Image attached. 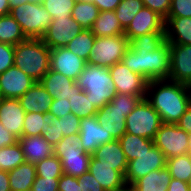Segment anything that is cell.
<instances>
[{"mask_svg": "<svg viewBox=\"0 0 191 191\" xmlns=\"http://www.w3.org/2000/svg\"><path fill=\"white\" fill-rule=\"evenodd\" d=\"M129 47V39L123 35L96 37L89 64L109 68L121 62Z\"/></svg>", "mask_w": 191, "mask_h": 191, "instance_id": "obj_7", "label": "cell"}, {"mask_svg": "<svg viewBox=\"0 0 191 191\" xmlns=\"http://www.w3.org/2000/svg\"><path fill=\"white\" fill-rule=\"evenodd\" d=\"M165 25V18L148 7H143L124 30V35L130 40L151 32L165 34Z\"/></svg>", "mask_w": 191, "mask_h": 191, "instance_id": "obj_12", "label": "cell"}, {"mask_svg": "<svg viewBox=\"0 0 191 191\" xmlns=\"http://www.w3.org/2000/svg\"><path fill=\"white\" fill-rule=\"evenodd\" d=\"M166 168L172 178L186 183L191 182V155L189 153L168 158Z\"/></svg>", "mask_w": 191, "mask_h": 191, "instance_id": "obj_35", "label": "cell"}, {"mask_svg": "<svg viewBox=\"0 0 191 191\" xmlns=\"http://www.w3.org/2000/svg\"><path fill=\"white\" fill-rule=\"evenodd\" d=\"M25 111L18 99L2 98L0 105V122L18 139L22 137Z\"/></svg>", "mask_w": 191, "mask_h": 191, "instance_id": "obj_18", "label": "cell"}, {"mask_svg": "<svg viewBox=\"0 0 191 191\" xmlns=\"http://www.w3.org/2000/svg\"><path fill=\"white\" fill-rule=\"evenodd\" d=\"M162 124L159 113L145 98L126 116V133L154 140Z\"/></svg>", "mask_w": 191, "mask_h": 191, "instance_id": "obj_6", "label": "cell"}, {"mask_svg": "<svg viewBox=\"0 0 191 191\" xmlns=\"http://www.w3.org/2000/svg\"><path fill=\"white\" fill-rule=\"evenodd\" d=\"M166 163V156L154 145L149 151L128 162L125 174L126 185H133L138 179L153 170L165 168Z\"/></svg>", "mask_w": 191, "mask_h": 191, "instance_id": "obj_10", "label": "cell"}, {"mask_svg": "<svg viewBox=\"0 0 191 191\" xmlns=\"http://www.w3.org/2000/svg\"><path fill=\"white\" fill-rule=\"evenodd\" d=\"M24 162V154L19 142L0 148V170L9 172Z\"/></svg>", "mask_w": 191, "mask_h": 191, "instance_id": "obj_36", "label": "cell"}, {"mask_svg": "<svg viewBox=\"0 0 191 191\" xmlns=\"http://www.w3.org/2000/svg\"><path fill=\"white\" fill-rule=\"evenodd\" d=\"M0 191H11L7 171L0 170Z\"/></svg>", "mask_w": 191, "mask_h": 191, "instance_id": "obj_56", "label": "cell"}, {"mask_svg": "<svg viewBox=\"0 0 191 191\" xmlns=\"http://www.w3.org/2000/svg\"><path fill=\"white\" fill-rule=\"evenodd\" d=\"M53 97L46 91L40 82H36L18 100L26 113H49Z\"/></svg>", "mask_w": 191, "mask_h": 191, "instance_id": "obj_20", "label": "cell"}, {"mask_svg": "<svg viewBox=\"0 0 191 191\" xmlns=\"http://www.w3.org/2000/svg\"><path fill=\"white\" fill-rule=\"evenodd\" d=\"M110 75L116 87V93L146 98L147 80L133 72L122 61L109 67Z\"/></svg>", "mask_w": 191, "mask_h": 191, "instance_id": "obj_9", "label": "cell"}, {"mask_svg": "<svg viewBox=\"0 0 191 191\" xmlns=\"http://www.w3.org/2000/svg\"><path fill=\"white\" fill-rule=\"evenodd\" d=\"M70 102L69 99H53V102L50 105V111L49 114L53 117L60 118L64 116L65 114L71 113L72 110L70 108Z\"/></svg>", "mask_w": 191, "mask_h": 191, "instance_id": "obj_48", "label": "cell"}, {"mask_svg": "<svg viewBox=\"0 0 191 191\" xmlns=\"http://www.w3.org/2000/svg\"><path fill=\"white\" fill-rule=\"evenodd\" d=\"M57 157L61 161L64 174L79 177L88 172L92 155L87 152H71L60 153Z\"/></svg>", "mask_w": 191, "mask_h": 191, "instance_id": "obj_26", "label": "cell"}, {"mask_svg": "<svg viewBox=\"0 0 191 191\" xmlns=\"http://www.w3.org/2000/svg\"><path fill=\"white\" fill-rule=\"evenodd\" d=\"M10 13L9 0H0V16L8 15Z\"/></svg>", "mask_w": 191, "mask_h": 191, "instance_id": "obj_57", "label": "cell"}, {"mask_svg": "<svg viewBox=\"0 0 191 191\" xmlns=\"http://www.w3.org/2000/svg\"><path fill=\"white\" fill-rule=\"evenodd\" d=\"M96 36L93 35L92 30H83L79 35L74 37L65 47L73 52L78 57L85 61H89L91 57V50Z\"/></svg>", "mask_w": 191, "mask_h": 191, "instance_id": "obj_34", "label": "cell"}, {"mask_svg": "<svg viewBox=\"0 0 191 191\" xmlns=\"http://www.w3.org/2000/svg\"><path fill=\"white\" fill-rule=\"evenodd\" d=\"M84 29L72 16L53 19L41 40L50 48L65 47Z\"/></svg>", "mask_w": 191, "mask_h": 191, "instance_id": "obj_11", "label": "cell"}, {"mask_svg": "<svg viewBox=\"0 0 191 191\" xmlns=\"http://www.w3.org/2000/svg\"><path fill=\"white\" fill-rule=\"evenodd\" d=\"M35 83L36 81L13 65L0 74V96L19 99Z\"/></svg>", "mask_w": 191, "mask_h": 191, "instance_id": "obj_15", "label": "cell"}, {"mask_svg": "<svg viewBox=\"0 0 191 191\" xmlns=\"http://www.w3.org/2000/svg\"><path fill=\"white\" fill-rule=\"evenodd\" d=\"M99 11H114L121 3V0H93Z\"/></svg>", "mask_w": 191, "mask_h": 191, "instance_id": "obj_53", "label": "cell"}, {"mask_svg": "<svg viewBox=\"0 0 191 191\" xmlns=\"http://www.w3.org/2000/svg\"><path fill=\"white\" fill-rule=\"evenodd\" d=\"M25 162L36 164L39 161L48 158L54 154L53 147L42 137L39 136H22L18 140Z\"/></svg>", "mask_w": 191, "mask_h": 191, "instance_id": "obj_23", "label": "cell"}, {"mask_svg": "<svg viewBox=\"0 0 191 191\" xmlns=\"http://www.w3.org/2000/svg\"><path fill=\"white\" fill-rule=\"evenodd\" d=\"M142 0H121L114 10L121 27L125 30L132 22L136 14L143 8Z\"/></svg>", "mask_w": 191, "mask_h": 191, "instance_id": "obj_37", "label": "cell"}, {"mask_svg": "<svg viewBox=\"0 0 191 191\" xmlns=\"http://www.w3.org/2000/svg\"><path fill=\"white\" fill-rule=\"evenodd\" d=\"M167 17L191 18V0H171Z\"/></svg>", "mask_w": 191, "mask_h": 191, "instance_id": "obj_44", "label": "cell"}, {"mask_svg": "<svg viewBox=\"0 0 191 191\" xmlns=\"http://www.w3.org/2000/svg\"><path fill=\"white\" fill-rule=\"evenodd\" d=\"M176 125L191 134V103Z\"/></svg>", "mask_w": 191, "mask_h": 191, "instance_id": "obj_54", "label": "cell"}, {"mask_svg": "<svg viewBox=\"0 0 191 191\" xmlns=\"http://www.w3.org/2000/svg\"><path fill=\"white\" fill-rule=\"evenodd\" d=\"M50 53L41 39L27 38L14 47V66L39 82L50 69Z\"/></svg>", "mask_w": 191, "mask_h": 191, "instance_id": "obj_3", "label": "cell"}, {"mask_svg": "<svg viewBox=\"0 0 191 191\" xmlns=\"http://www.w3.org/2000/svg\"><path fill=\"white\" fill-rule=\"evenodd\" d=\"M53 122V116L49 113H25L22 136H39L47 132V127Z\"/></svg>", "mask_w": 191, "mask_h": 191, "instance_id": "obj_30", "label": "cell"}, {"mask_svg": "<svg viewBox=\"0 0 191 191\" xmlns=\"http://www.w3.org/2000/svg\"><path fill=\"white\" fill-rule=\"evenodd\" d=\"M31 2L30 0H9L10 8L18 7L21 4Z\"/></svg>", "mask_w": 191, "mask_h": 191, "instance_id": "obj_58", "label": "cell"}, {"mask_svg": "<svg viewBox=\"0 0 191 191\" xmlns=\"http://www.w3.org/2000/svg\"><path fill=\"white\" fill-rule=\"evenodd\" d=\"M59 179L36 176L31 191H58Z\"/></svg>", "mask_w": 191, "mask_h": 191, "instance_id": "obj_46", "label": "cell"}, {"mask_svg": "<svg viewBox=\"0 0 191 191\" xmlns=\"http://www.w3.org/2000/svg\"><path fill=\"white\" fill-rule=\"evenodd\" d=\"M54 155L60 153L85 152L82 149L79 133L71 134L63 137L54 147Z\"/></svg>", "mask_w": 191, "mask_h": 191, "instance_id": "obj_42", "label": "cell"}, {"mask_svg": "<svg viewBox=\"0 0 191 191\" xmlns=\"http://www.w3.org/2000/svg\"><path fill=\"white\" fill-rule=\"evenodd\" d=\"M93 0H75V2H92Z\"/></svg>", "mask_w": 191, "mask_h": 191, "instance_id": "obj_62", "label": "cell"}, {"mask_svg": "<svg viewBox=\"0 0 191 191\" xmlns=\"http://www.w3.org/2000/svg\"><path fill=\"white\" fill-rule=\"evenodd\" d=\"M169 80L191 86V45L169 44Z\"/></svg>", "mask_w": 191, "mask_h": 191, "instance_id": "obj_16", "label": "cell"}, {"mask_svg": "<svg viewBox=\"0 0 191 191\" xmlns=\"http://www.w3.org/2000/svg\"><path fill=\"white\" fill-rule=\"evenodd\" d=\"M77 179L81 191H105L89 171Z\"/></svg>", "mask_w": 191, "mask_h": 191, "instance_id": "obj_47", "label": "cell"}, {"mask_svg": "<svg viewBox=\"0 0 191 191\" xmlns=\"http://www.w3.org/2000/svg\"><path fill=\"white\" fill-rule=\"evenodd\" d=\"M58 191H81L77 177L63 173L59 179Z\"/></svg>", "mask_w": 191, "mask_h": 191, "instance_id": "obj_50", "label": "cell"}, {"mask_svg": "<svg viewBox=\"0 0 191 191\" xmlns=\"http://www.w3.org/2000/svg\"><path fill=\"white\" fill-rule=\"evenodd\" d=\"M171 178L169 170L165 167L149 172L138 179L132 186L137 191H167Z\"/></svg>", "mask_w": 191, "mask_h": 191, "instance_id": "obj_27", "label": "cell"}, {"mask_svg": "<svg viewBox=\"0 0 191 191\" xmlns=\"http://www.w3.org/2000/svg\"><path fill=\"white\" fill-rule=\"evenodd\" d=\"M190 134L176 124H162L156 132L154 145L159 148L166 158L189 153Z\"/></svg>", "mask_w": 191, "mask_h": 191, "instance_id": "obj_8", "label": "cell"}, {"mask_svg": "<svg viewBox=\"0 0 191 191\" xmlns=\"http://www.w3.org/2000/svg\"><path fill=\"white\" fill-rule=\"evenodd\" d=\"M18 138L4 128L3 124L0 122V148L8 147L16 144Z\"/></svg>", "mask_w": 191, "mask_h": 191, "instance_id": "obj_52", "label": "cell"}, {"mask_svg": "<svg viewBox=\"0 0 191 191\" xmlns=\"http://www.w3.org/2000/svg\"><path fill=\"white\" fill-rule=\"evenodd\" d=\"M27 37L11 15L0 16V43L17 45Z\"/></svg>", "mask_w": 191, "mask_h": 191, "instance_id": "obj_32", "label": "cell"}, {"mask_svg": "<svg viewBox=\"0 0 191 191\" xmlns=\"http://www.w3.org/2000/svg\"><path fill=\"white\" fill-rule=\"evenodd\" d=\"M145 7L157 12L163 18L168 16L171 0H142Z\"/></svg>", "mask_w": 191, "mask_h": 191, "instance_id": "obj_49", "label": "cell"}, {"mask_svg": "<svg viewBox=\"0 0 191 191\" xmlns=\"http://www.w3.org/2000/svg\"><path fill=\"white\" fill-rule=\"evenodd\" d=\"M170 47L165 41L156 50H137L130 47L122 58V63L147 81L168 80L170 75Z\"/></svg>", "mask_w": 191, "mask_h": 191, "instance_id": "obj_2", "label": "cell"}, {"mask_svg": "<svg viewBox=\"0 0 191 191\" xmlns=\"http://www.w3.org/2000/svg\"><path fill=\"white\" fill-rule=\"evenodd\" d=\"M39 82L51 97L56 99H69L74 93L76 81L49 69Z\"/></svg>", "mask_w": 191, "mask_h": 191, "instance_id": "obj_22", "label": "cell"}, {"mask_svg": "<svg viewBox=\"0 0 191 191\" xmlns=\"http://www.w3.org/2000/svg\"><path fill=\"white\" fill-rule=\"evenodd\" d=\"M11 191H31L36 178L35 164L24 162L8 172Z\"/></svg>", "mask_w": 191, "mask_h": 191, "instance_id": "obj_25", "label": "cell"}, {"mask_svg": "<svg viewBox=\"0 0 191 191\" xmlns=\"http://www.w3.org/2000/svg\"><path fill=\"white\" fill-rule=\"evenodd\" d=\"M116 191H137L132 185H125L124 187L117 189Z\"/></svg>", "mask_w": 191, "mask_h": 191, "instance_id": "obj_59", "label": "cell"}, {"mask_svg": "<svg viewBox=\"0 0 191 191\" xmlns=\"http://www.w3.org/2000/svg\"><path fill=\"white\" fill-rule=\"evenodd\" d=\"M87 61L78 57L66 47L53 48L50 53V69L66 77L77 80L83 72Z\"/></svg>", "mask_w": 191, "mask_h": 191, "instance_id": "obj_14", "label": "cell"}, {"mask_svg": "<svg viewBox=\"0 0 191 191\" xmlns=\"http://www.w3.org/2000/svg\"><path fill=\"white\" fill-rule=\"evenodd\" d=\"M99 12L93 2H75L71 16L84 30H91Z\"/></svg>", "mask_w": 191, "mask_h": 191, "instance_id": "obj_33", "label": "cell"}, {"mask_svg": "<svg viewBox=\"0 0 191 191\" xmlns=\"http://www.w3.org/2000/svg\"><path fill=\"white\" fill-rule=\"evenodd\" d=\"M141 99L140 96L116 93L110 103L120 110H133Z\"/></svg>", "mask_w": 191, "mask_h": 191, "instance_id": "obj_43", "label": "cell"}, {"mask_svg": "<svg viewBox=\"0 0 191 191\" xmlns=\"http://www.w3.org/2000/svg\"><path fill=\"white\" fill-rule=\"evenodd\" d=\"M79 138L82 149L89 154H92L100 145L115 140L98 122L96 115L80 120Z\"/></svg>", "mask_w": 191, "mask_h": 191, "instance_id": "obj_13", "label": "cell"}, {"mask_svg": "<svg viewBox=\"0 0 191 191\" xmlns=\"http://www.w3.org/2000/svg\"><path fill=\"white\" fill-rule=\"evenodd\" d=\"M76 83L86 92L98 110L109 103L116 94V87L109 68L106 67L87 63Z\"/></svg>", "mask_w": 191, "mask_h": 191, "instance_id": "obj_4", "label": "cell"}, {"mask_svg": "<svg viewBox=\"0 0 191 191\" xmlns=\"http://www.w3.org/2000/svg\"><path fill=\"white\" fill-rule=\"evenodd\" d=\"M91 155L125 176L128 162L119 140L100 145Z\"/></svg>", "mask_w": 191, "mask_h": 191, "instance_id": "obj_19", "label": "cell"}, {"mask_svg": "<svg viewBox=\"0 0 191 191\" xmlns=\"http://www.w3.org/2000/svg\"><path fill=\"white\" fill-rule=\"evenodd\" d=\"M9 15L20 25L25 36L32 39H41L53 20L42 4L34 2L10 8Z\"/></svg>", "mask_w": 191, "mask_h": 191, "instance_id": "obj_5", "label": "cell"}, {"mask_svg": "<svg viewBox=\"0 0 191 191\" xmlns=\"http://www.w3.org/2000/svg\"><path fill=\"white\" fill-rule=\"evenodd\" d=\"M35 167L40 177L60 178L64 173L61 161L54 154L36 163Z\"/></svg>", "mask_w": 191, "mask_h": 191, "instance_id": "obj_39", "label": "cell"}, {"mask_svg": "<svg viewBox=\"0 0 191 191\" xmlns=\"http://www.w3.org/2000/svg\"><path fill=\"white\" fill-rule=\"evenodd\" d=\"M74 4L75 0H46L42 5L52 19H60L71 16Z\"/></svg>", "mask_w": 191, "mask_h": 191, "instance_id": "obj_40", "label": "cell"}, {"mask_svg": "<svg viewBox=\"0 0 191 191\" xmlns=\"http://www.w3.org/2000/svg\"><path fill=\"white\" fill-rule=\"evenodd\" d=\"M167 191H190V183L171 178Z\"/></svg>", "mask_w": 191, "mask_h": 191, "instance_id": "obj_55", "label": "cell"}, {"mask_svg": "<svg viewBox=\"0 0 191 191\" xmlns=\"http://www.w3.org/2000/svg\"><path fill=\"white\" fill-rule=\"evenodd\" d=\"M146 100L164 124H176L191 103V86L169 79L148 81Z\"/></svg>", "mask_w": 191, "mask_h": 191, "instance_id": "obj_1", "label": "cell"}, {"mask_svg": "<svg viewBox=\"0 0 191 191\" xmlns=\"http://www.w3.org/2000/svg\"><path fill=\"white\" fill-rule=\"evenodd\" d=\"M165 37L169 44L191 45V18L166 17Z\"/></svg>", "mask_w": 191, "mask_h": 191, "instance_id": "obj_24", "label": "cell"}, {"mask_svg": "<svg viewBox=\"0 0 191 191\" xmlns=\"http://www.w3.org/2000/svg\"><path fill=\"white\" fill-rule=\"evenodd\" d=\"M30 1L34 3L43 4L46 0H30Z\"/></svg>", "mask_w": 191, "mask_h": 191, "instance_id": "obj_60", "label": "cell"}, {"mask_svg": "<svg viewBox=\"0 0 191 191\" xmlns=\"http://www.w3.org/2000/svg\"><path fill=\"white\" fill-rule=\"evenodd\" d=\"M91 30L93 35L96 37H108L124 34V29L121 27L115 11H100Z\"/></svg>", "mask_w": 191, "mask_h": 191, "instance_id": "obj_28", "label": "cell"}, {"mask_svg": "<svg viewBox=\"0 0 191 191\" xmlns=\"http://www.w3.org/2000/svg\"><path fill=\"white\" fill-rule=\"evenodd\" d=\"M88 171L95 177L105 191H116L126 185L125 176L91 157Z\"/></svg>", "mask_w": 191, "mask_h": 191, "instance_id": "obj_21", "label": "cell"}, {"mask_svg": "<svg viewBox=\"0 0 191 191\" xmlns=\"http://www.w3.org/2000/svg\"><path fill=\"white\" fill-rule=\"evenodd\" d=\"M14 47L10 44L0 43V74L14 65Z\"/></svg>", "mask_w": 191, "mask_h": 191, "instance_id": "obj_45", "label": "cell"}, {"mask_svg": "<svg viewBox=\"0 0 191 191\" xmlns=\"http://www.w3.org/2000/svg\"><path fill=\"white\" fill-rule=\"evenodd\" d=\"M72 113L80 119L95 116L98 109L93 105L90 97L86 95L79 85L75 82V90L69 97Z\"/></svg>", "mask_w": 191, "mask_h": 191, "instance_id": "obj_31", "label": "cell"}, {"mask_svg": "<svg viewBox=\"0 0 191 191\" xmlns=\"http://www.w3.org/2000/svg\"><path fill=\"white\" fill-rule=\"evenodd\" d=\"M166 41L165 34L151 32L129 40V47L134 50H156Z\"/></svg>", "mask_w": 191, "mask_h": 191, "instance_id": "obj_38", "label": "cell"}, {"mask_svg": "<svg viewBox=\"0 0 191 191\" xmlns=\"http://www.w3.org/2000/svg\"><path fill=\"white\" fill-rule=\"evenodd\" d=\"M80 118L74 113H68L57 118L58 137H65L80 132Z\"/></svg>", "mask_w": 191, "mask_h": 191, "instance_id": "obj_41", "label": "cell"}, {"mask_svg": "<svg viewBox=\"0 0 191 191\" xmlns=\"http://www.w3.org/2000/svg\"><path fill=\"white\" fill-rule=\"evenodd\" d=\"M133 110H120L110 102L100 108L96 117L98 122L113 136L119 140L126 133V116Z\"/></svg>", "mask_w": 191, "mask_h": 191, "instance_id": "obj_17", "label": "cell"}, {"mask_svg": "<svg viewBox=\"0 0 191 191\" xmlns=\"http://www.w3.org/2000/svg\"><path fill=\"white\" fill-rule=\"evenodd\" d=\"M42 137L54 147L63 137H58L57 117H53V122L47 127V132L42 134Z\"/></svg>", "mask_w": 191, "mask_h": 191, "instance_id": "obj_51", "label": "cell"}, {"mask_svg": "<svg viewBox=\"0 0 191 191\" xmlns=\"http://www.w3.org/2000/svg\"><path fill=\"white\" fill-rule=\"evenodd\" d=\"M189 154L191 155V134H190V139H189Z\"/></svg>", "mask_w": 191, "mask_h": 191, "instance_id": "obj_61", "label": "cell"}, {"mask_svg": "<svg viewBox=\"0 0 191 191\" xmlns=\"http://www.w3.org/2000/svg\"><path fill=\"white\" fill-rule=\"evenodd\" d=\"M127 162L136 159L137 156L149 151L154 146V140L141 136L125 133L119 139Z\"/></svg>", "mask_w": 191, "mask_h": 191, "instance_id": "obj_29", "label": "cell"}]
</instances>
